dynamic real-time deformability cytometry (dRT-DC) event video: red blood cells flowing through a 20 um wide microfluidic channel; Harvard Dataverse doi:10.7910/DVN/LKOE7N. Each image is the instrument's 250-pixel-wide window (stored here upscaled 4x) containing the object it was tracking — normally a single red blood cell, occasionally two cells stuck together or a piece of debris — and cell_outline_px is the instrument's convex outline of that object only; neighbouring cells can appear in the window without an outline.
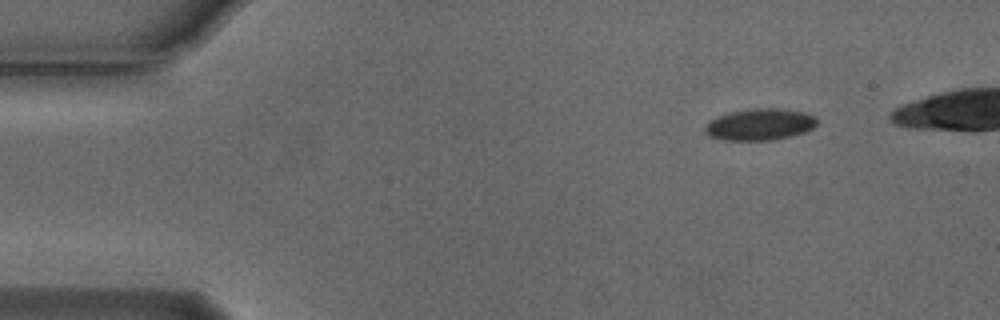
{"species": "Egyptian fruit bat (a non-hibernating species)", "species_latin": "Rousettus aegyptiacus", "temperature_condition": "cold", "stored_images_in_passage": 6, "camera_frame_rate_fps": 3000, "um_per_image_px": 0.085, "animal": {"sex": "male"}, "frame": {"image": 1, "passage_image": 1, "time_ms": 0.0, "image_size_px": [1000, 320], "cell_outline_px": [[816, 124], [812, 128], [804, 132], [788, 136], [768, 140], [720, 140], [708, 136], [704, 132], [704, 128], [712, 120], [728, 112], [752, 108], [776, 108], [804, 112], [816, 116]], "centroid_in_image_um": [64.56, 10.57], "position_along_channel_um": 20.4, "area_um2": 20.46}}
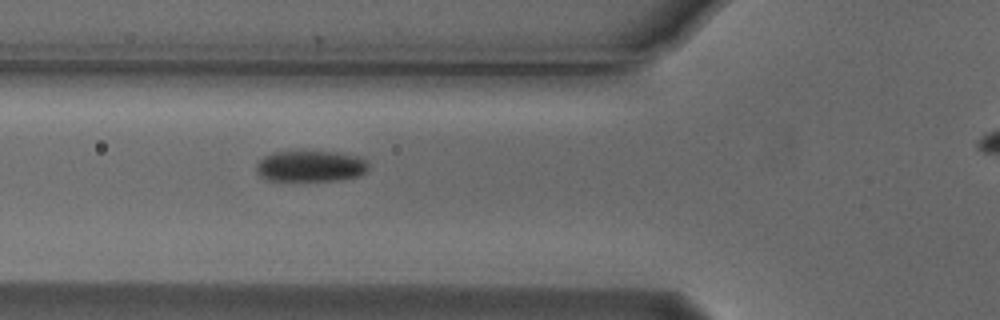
{"frame": {"image": 2, "passage_image": 5, "time_ms": 1.333, "image_size_px": [1000, 320], "cell_outline_px": [[368, 168], [360, 176], [340, 180], [268, 180], [260, 176], [256, 172], [256, 160], [272, 152], [336, 152], [360, 156], [368, 164]], "centroid_in_image_um": [26.37, 14.12], "position_along_channel_um": 99.4, "area_um2": 20.35}}